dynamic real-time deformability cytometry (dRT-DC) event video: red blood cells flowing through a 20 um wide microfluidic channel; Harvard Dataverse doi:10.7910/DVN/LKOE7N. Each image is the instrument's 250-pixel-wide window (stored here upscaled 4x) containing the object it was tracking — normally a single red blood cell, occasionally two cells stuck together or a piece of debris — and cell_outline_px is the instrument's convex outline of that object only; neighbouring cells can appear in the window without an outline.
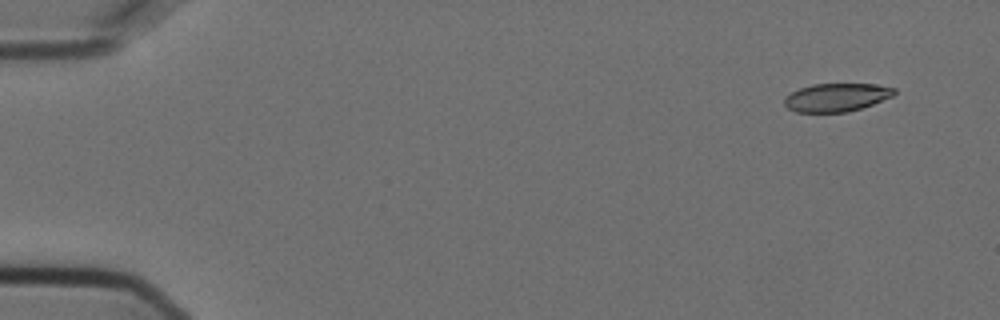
{"species": "Egyptian fruit bat (a non-hibernating species)", "species_latin": "Rousettus aegyptiacus", "temperature_condition": "cold", "stored_images_in_passage": 53, "camera_frame_rate_fps": 3000, "um_per_image_px": 0.085, "animal": {"sex": "female"}, "frame": {"image": 1, "passage_image": 1, "time_ms": 0.0, "image_size_px": [1000, 320], "cell_outline_px": [[896, 92], [892, 96], [872, 104], [848, 112], [796, 112], [788, 108], [784, 104], [784, 96], [800, 88], [812, 84], [876, 84], [896, 88]], "centroid_in_image_um": [71.09, 8.27], "position_along_channel_um": 13.9, "area_um2": 18.03}}
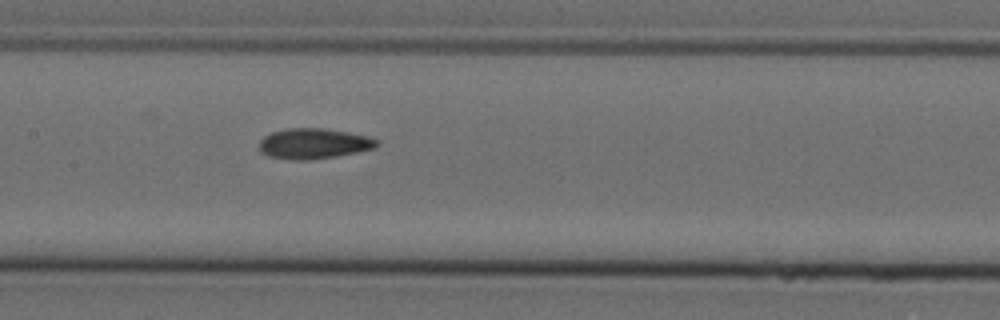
{"frame": {"image": 2, "passage_image": 25, "time_ms": 8.0, "image_size_px": [1000, 320], "cell_outline_px": [[380, 144], [376, 148], [336, 156], [308, 160], [292, 160], [268, 156], [260, 152], [260, 140], [264, 136], [272, 132], [288, 128], [324, 128], [348, 132], [368, 136], [380, 140]], "centroid_in_image_um": [26.69, 12.2], "position_along_channel_um": 180.7, "area_um2": 20.98}}
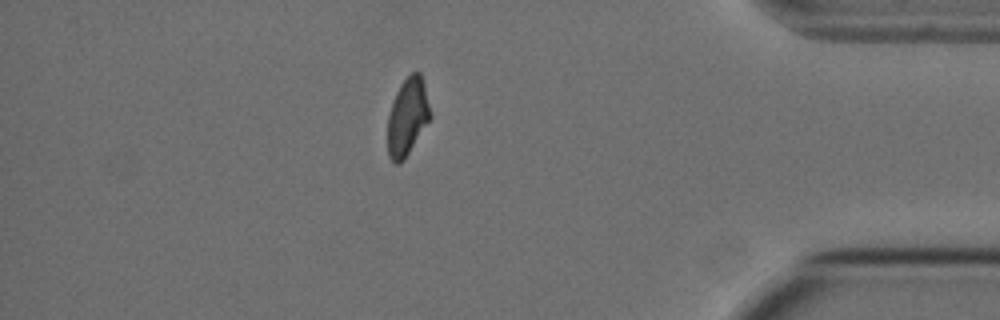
{"frame": {"image": 3, "passage_image": 46, "time_ms": 15.0, "image_size_px": [1000, 320], "cell_outline_px": [[432, 116], [404, 160], [400, 164], [396, 164], [388, 156], [388, 116], [396, 92], [400, 84], [412, 72], [420, 72], [424, 84]], "centroid_in_image_um": [34.64, 9.94], "position_along_channel_um": 400.6, "area_um2": 19.07}}